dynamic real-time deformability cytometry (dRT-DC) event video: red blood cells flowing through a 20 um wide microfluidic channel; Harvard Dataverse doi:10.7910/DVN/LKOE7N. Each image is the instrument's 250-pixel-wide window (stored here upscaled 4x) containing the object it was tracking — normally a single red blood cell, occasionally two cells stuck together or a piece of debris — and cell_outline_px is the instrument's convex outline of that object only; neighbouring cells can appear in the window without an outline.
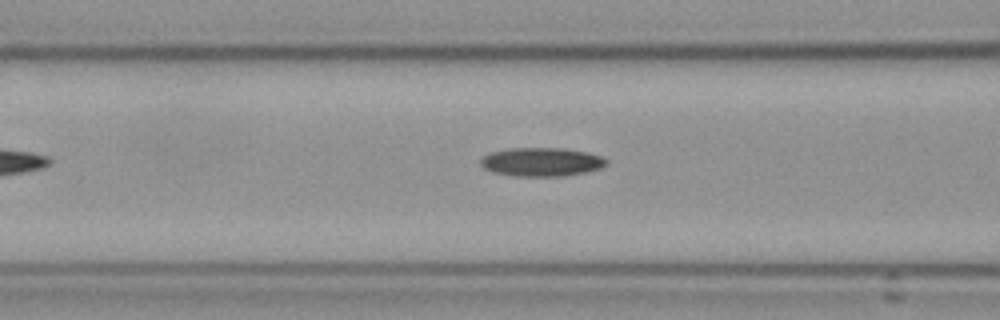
{"species": "Egyptian fruit bat (a non-hibernating species)", "species_latin": "Rousettus aegyptiacus", "temperature_condition": "cold", "stored_images_in_passage": 12, "camera_frame_rate_fps": 3000, "um_per_image_px": 0.085, "frame": {"image": 1, "passage_image": 10, "time_ms": 3.0, "image_size_px": [1000, 320], "cell_outline_px": [[608, 164], [600, 168], [584, 172], [560, 176], [512, 176], [492, 172], [484, 168], [480, 164], [480, 160], [484, 156], [492, 152], [508, 148], [564, 148], [588, 152], [600, 156], [608, 160]], "centroid_in_image_um": [46.02, 13.76], "position_along_channel_um": 120.6, "area_um2": 21.04}}